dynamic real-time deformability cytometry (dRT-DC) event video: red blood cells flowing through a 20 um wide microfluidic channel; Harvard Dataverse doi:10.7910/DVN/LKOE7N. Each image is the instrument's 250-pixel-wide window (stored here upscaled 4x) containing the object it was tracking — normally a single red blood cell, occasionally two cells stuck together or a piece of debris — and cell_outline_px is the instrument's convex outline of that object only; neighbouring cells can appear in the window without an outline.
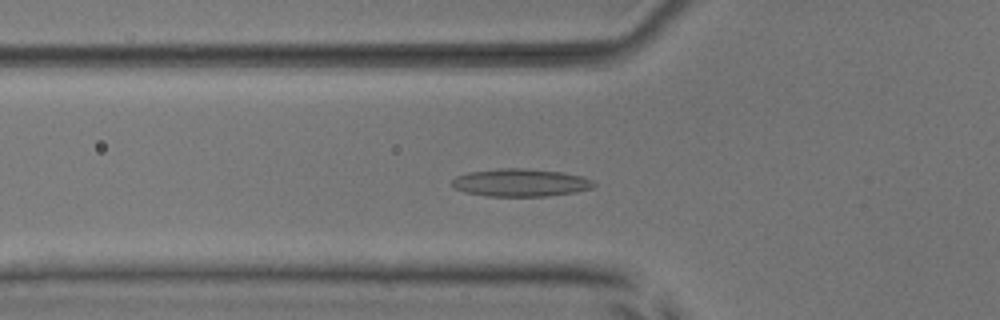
{"species": "common noctule bat (a hibernating species)", "species_latin": "Nyctalus noctula", "temperature_condition": "room temperature", "stored_images_in_passage": 53, "camera_frame_rate_fps": 3000, "um_per_image_px": 0.085, "animal": {"sex": "male", "body_mass_g": 17.9, "forearm_length_mm": 54.2}, "frame": {"image": 1, "passage_image": 18, "time_ms": 5.667, "image_size_px": [1000, 320], "cell_outline_px": [[596, 184], [592, 188], [576, 192], [544, 196], [484, 196], [464, 192], [456, 188], [452, 184], [452, 180], [456, 176], [468, 172], [496, 168], [524, 168], [564, 172], [580, 176], [592, 180]], "centroid_in_image_um": [44.23, 15.52], "position_along_channel_um": 81.6, "area_um2": 23.0}}
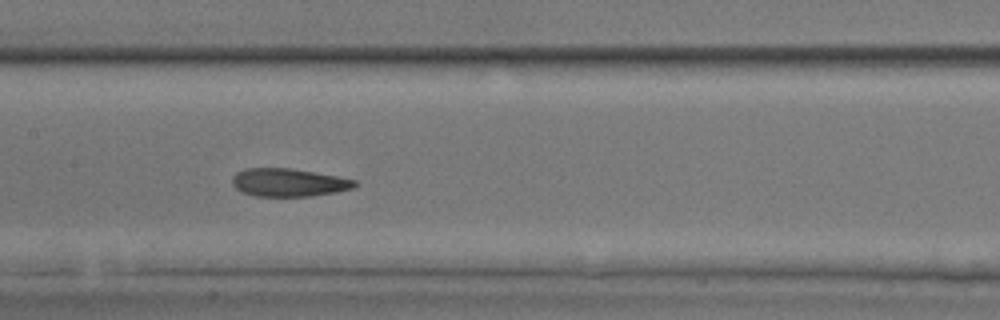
{"frame": {"image": 2, "passage_image": 26, "time_ms": 8.333, "image_size_px": [1000, 320], "cell_outline_px": [[360, 184], [356, 188], [336, 192], [312, 196], [256, 196], [240, 192], [232, 184], [232, 176], [236, 172], [244, 168], [288, 168], [336, 176], [356, 180]], "centroid_in_image_um": [24.54, 15.52], "position_along_channel_um": 182.9, "area_um2": 20.17}}
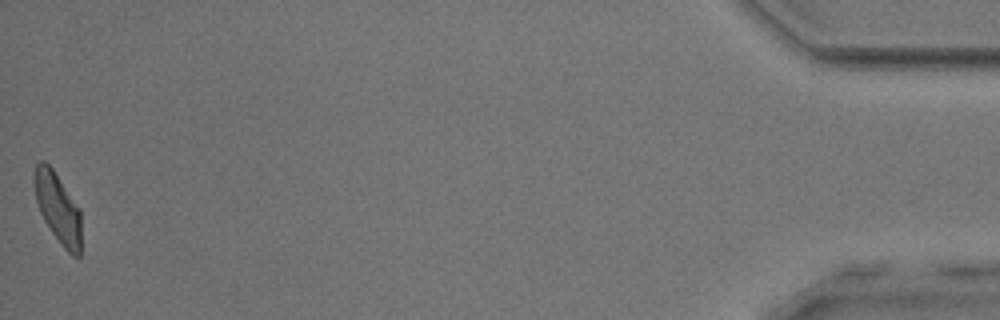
{"frame": {"image": 3, "passage_image": 53, "time_ms": 17.333, "image_size_px": [1000, 320], "cell_outline_px": [[80, 256], [72, 256], [60, 244], [44, 220], [40, 212], [36, 200], [36, 164], [40, 160], [44, 160], [52, 168], [80, 208]], "centroid_in_image_um": [4.95, 17.71], "position_along_channel_um": 430.3, "area_um2": 18.67}, "authors_computed_cell_mechanics": {"area_um2": 20.6924, "velocity_mm_per_s": 3.7952, "shape_relaxation_time_tau1_ms": 7.9013, "shape_relaxation_time_tau2_ms": 2.2301, "deformation_change_tau1": 0.1549, "deformation_change_tau2": 0.0917}}